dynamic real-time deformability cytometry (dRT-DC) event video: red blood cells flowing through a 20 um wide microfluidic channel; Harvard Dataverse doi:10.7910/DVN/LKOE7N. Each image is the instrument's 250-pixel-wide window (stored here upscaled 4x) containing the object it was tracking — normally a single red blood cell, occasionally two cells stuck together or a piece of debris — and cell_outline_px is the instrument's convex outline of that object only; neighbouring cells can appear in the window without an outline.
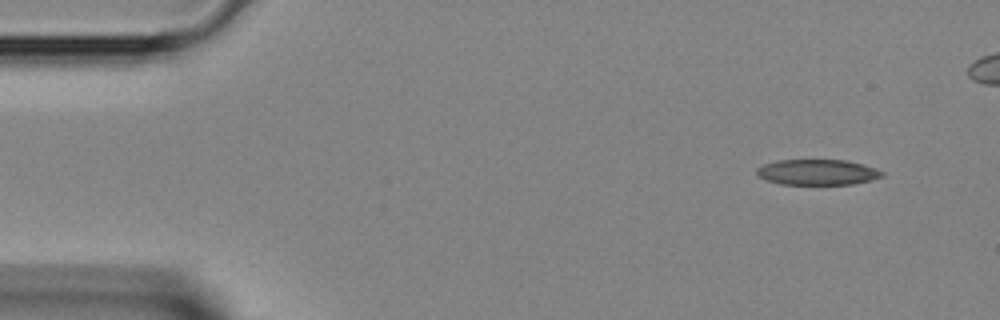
{"species": "Egyptian fruit bat (a non-hibernating species)", "species_latin": "Rousettus aegyptiacus", "temperature_condition": "room temperature", "stored_images_in_passage": 3, "camera_frame_rate_fps": 3000, "um_per_image_px": 0.085, "animal": {"sex": "female"}, "frame": {"image": 1, "passage_image": 1, "time_ms": 0.0, "image_size_px": [1000, 320], "cell_outline_px": [[884, 176], [872, 180], [852, 184], [780, 184], [768, 180], [760, 176], [756, 172], [756, 168], [764, 164], [776, 160], [848, 160], [876, 168], [884, 172]], "centroid_in_image_um": [69.52, 14.63], "position_along_channel_um": 15.5, "area_um2": 18.67}}